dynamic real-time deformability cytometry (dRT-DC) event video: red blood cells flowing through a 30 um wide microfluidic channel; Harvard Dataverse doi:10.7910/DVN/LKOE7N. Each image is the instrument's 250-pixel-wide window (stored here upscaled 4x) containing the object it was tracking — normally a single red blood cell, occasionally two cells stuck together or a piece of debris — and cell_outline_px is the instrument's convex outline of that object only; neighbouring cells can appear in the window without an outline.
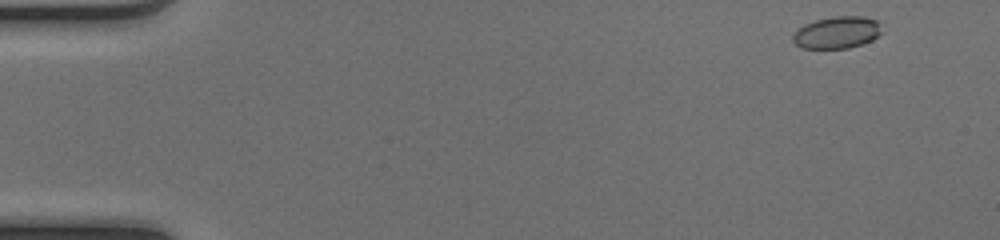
{"species": "common noctule bat (a hibernating species)", "species_latin": "Nyctalus noctula", "temperature_condition": "cold", "stored_images_in_passage": 48, "camera_frame_rate_fps": 3000, "um_per_image_px": 0.085, "animal": {"sex": "female", "body_mass_g": 17.0, "forearm_length_mm": 48.0}, "frame": {"image": 1, "passage_image": 1, "time_ms": 0.0, "image_size_px": [1000, 240], "cell_outline_px": [[880, 32], [872, 40], [848, 48], [800, 48], [792, 40], [792, 36], [804, 24], [816, 20], [832, 16], [864, 16], [876, 20], [880, 24]], "centroid_in_image_um": [71.13, 2.75], "position_along_channel_um": 13.9, "area_um2": 16.42}}
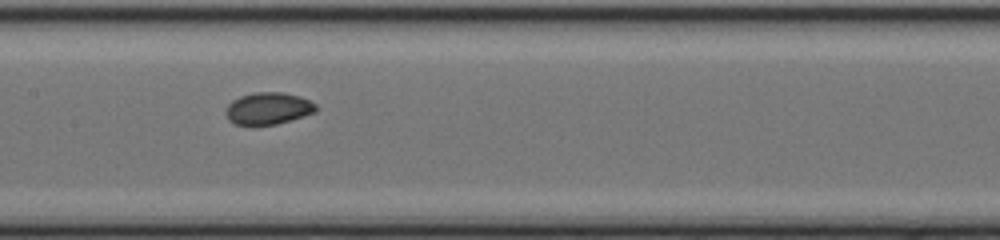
{"frame": {"image": 2, "passage_image": 23, "time_ms": 7.333, "image_size_px": [1000, 240], "cell_outline_px": [[316, 112], [304, 116], [276, 124], [252, 128], [236, 124], [228, 120], [224, 112], [224, 108], [232, 100], [240, 96], [256, 92], [284, 92], [300, 96], [316, 104]], "centroid_in_image_um": [22.73, 9.25], "position_along_channel_um": 184.7, "area_um2": 17.4}}
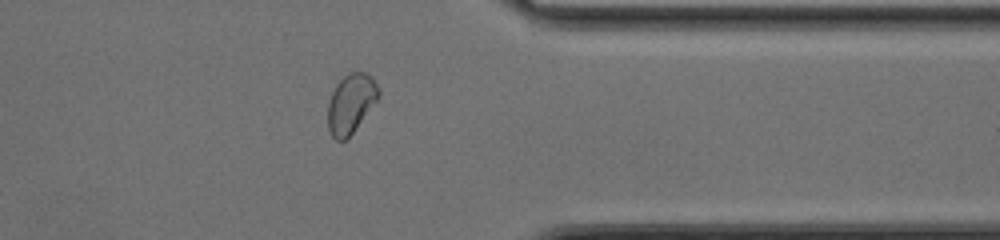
{"frame": {"image": 3, "passage_image": 38, "time_ms": 12.333, "image_size_px": [1000, 240], "cell_outline_px": [[380, 96], [352, 132], [344, 140], [336, 140], [332, 136], [328, 128], [328, 100], [336, 84], [348, 72], [364, 72], [372, 76], [380, 88]], "centroid_in_image_um": [29.83, 8.75], "position_along_channel_um": 381.6, "area_um2": 17.4}, "authors_computed_cell_mechanics": {"area_um2": 16.9932, "velocity_mm_per_s": 4.1185, "shape_relaxation_time_tau1_ms": 3.2213, "shape_relaxation_time_tau2_ms": 1.4378, "deformation_change_tau1": 0.0705, "deformation_change_tau2": 0.0355}}